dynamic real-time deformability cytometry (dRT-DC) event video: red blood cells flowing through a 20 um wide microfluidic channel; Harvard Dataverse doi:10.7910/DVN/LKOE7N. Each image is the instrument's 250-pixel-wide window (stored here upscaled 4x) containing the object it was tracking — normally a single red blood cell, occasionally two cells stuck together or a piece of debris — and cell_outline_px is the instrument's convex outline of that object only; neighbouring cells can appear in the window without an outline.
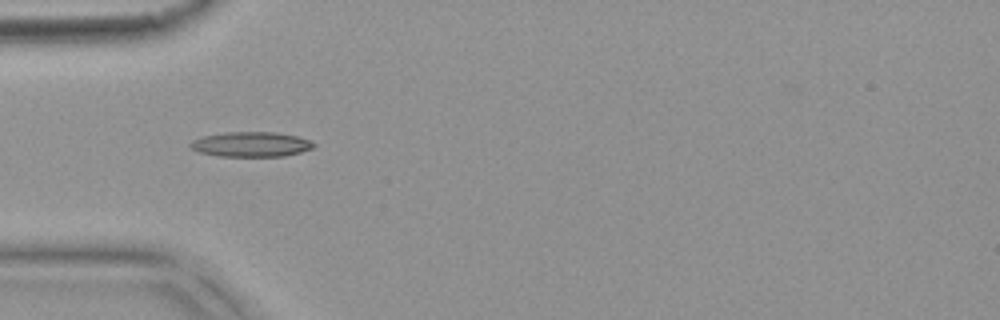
{"species": "common noctule bat (a hibernating species)", "species_latin": "Nyctalus noctula", "temperature_condition": "warm", "stored_images_in_passage": 3, "camera_frame_rate_fps": 3000, "um_per_image_px": 0.085, "animal": {"sex": "female", "body_mass_g": 18.4}, "frame": {"image": 1, "passage_image": 2, "time_ms": 0.333, "image_size_px": [1000, 320], "cell_outline_px": [[316, 144], [312, 148], [300, 152], [284, 156], [216, 156], [196, 152], [188, 144], [192, 140], [204, 136], [228, 132], [276, 132], [296, 136], [312, 140]], "centroid_in_image_um": [21.33, 12.27], "position_along_channel_um": 63.7, "area_um2": 17.98}}
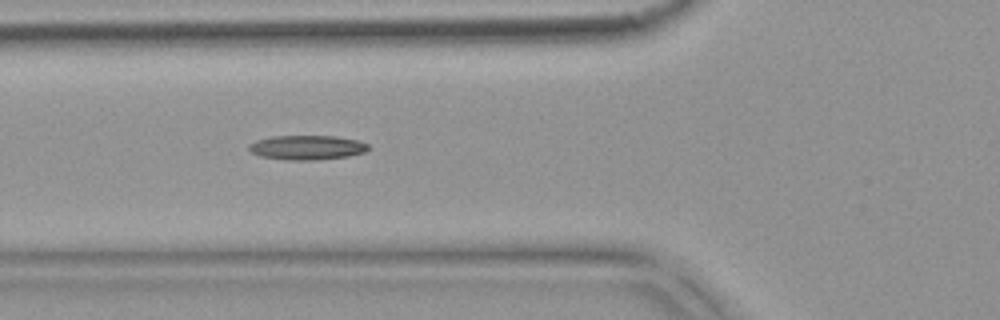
{"frame": {"image": 2, "passage_image": 3, "time_ms": 0.667, "image_size_px": [1000, 320], "cell_outline_px": [[368, 148], [364, 152], [348, 156], [316, 160], [284, 160], [260, 156], [252, 152], [248, 148], [248, 144], [256, 140], [272, 136], [336, 136], [356, 140], [368, 144]], "centroid_in_image_um": [26.05, 12.54], "position_along_channel_um": 99.7, "area_um2": 16.99}}